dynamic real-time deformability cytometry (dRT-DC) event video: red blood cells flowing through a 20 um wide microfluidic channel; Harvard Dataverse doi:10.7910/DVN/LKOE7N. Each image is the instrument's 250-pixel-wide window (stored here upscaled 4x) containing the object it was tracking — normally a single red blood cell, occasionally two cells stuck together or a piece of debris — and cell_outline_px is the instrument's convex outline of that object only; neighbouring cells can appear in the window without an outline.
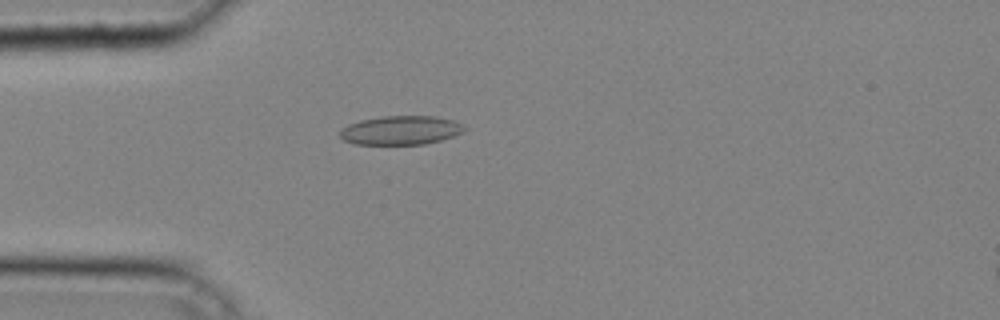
{"species": "common noctule bat (a hibernating species)", "species_latin": "Nyctalus noctula", "temperature_condition": "cold", "stored_images_in_passage": 33, "camera_frame_rate_fps": 3000, "um_per_image_px": 0.085, "animal": {"sex": "male", "body_mass_g": 20.4}, "frame": {"image": 1, "passage_image": 6, "time_ms": 1.667, "image_size_px": [1000, 320], "cell_outline_px": [[468, 128], [464, 132], [440, 140], [424, 144], [356, 144], [344, 140], [340, 136], [340, 132], [348, 124], [360, 120], [384, 116], [436, 116], [452, 120]], "centroid_in_image_um": [34.08, 11.07], "position_along_channel_um": 50.9, "area_um2": 20.81}}
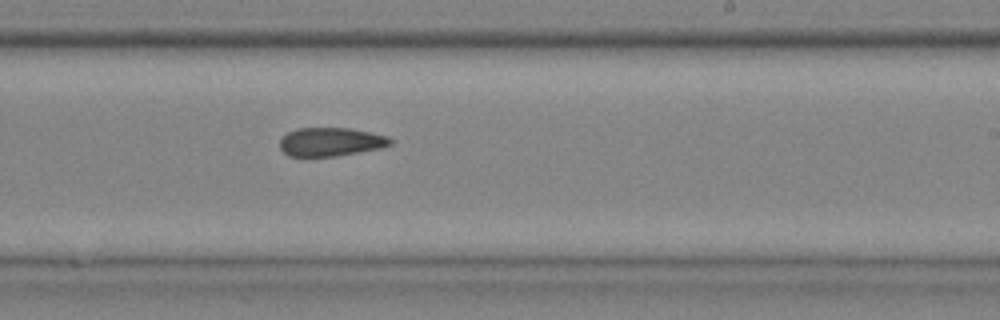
{"frame": {"image": 2, "passage_image": 20, "time_ms": 6.333, "image_size_px": [1000, 320], "cell_outline_px": [[392, 144], [380, 148], [336, 156], [288, 156], [280, 148], [280, 140], [288, 132], [296, 128], [348, 128], [372, 132], [388, 136], [392, 140]], "centroid_in_image_um": [28.12, 12.05], "position_along_channel_um": 260.9, "area_um2": 18.38}}
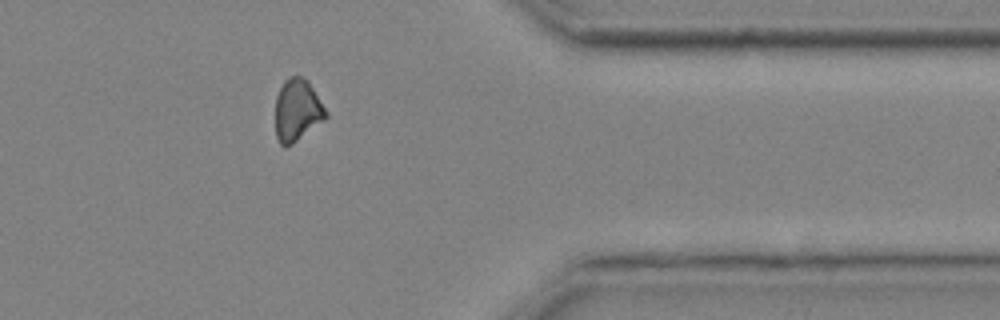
{"frame": {"image": 3, "passage_image": 29, "time_ms": 9.333, "image_size_px": [1000, 320], "cell_outline_px": [[328, 116], [324, 120], [292, 144], [284, 148], [280, 144], [276, 136], [276, 96], [284, 80], [292, 76], [300, 76], [308, 80], [328, 112]], "centroid_in_image_um": [25.27, 9.37], "position_along_channel_um": 386.1, "area_um2": 18.26}}